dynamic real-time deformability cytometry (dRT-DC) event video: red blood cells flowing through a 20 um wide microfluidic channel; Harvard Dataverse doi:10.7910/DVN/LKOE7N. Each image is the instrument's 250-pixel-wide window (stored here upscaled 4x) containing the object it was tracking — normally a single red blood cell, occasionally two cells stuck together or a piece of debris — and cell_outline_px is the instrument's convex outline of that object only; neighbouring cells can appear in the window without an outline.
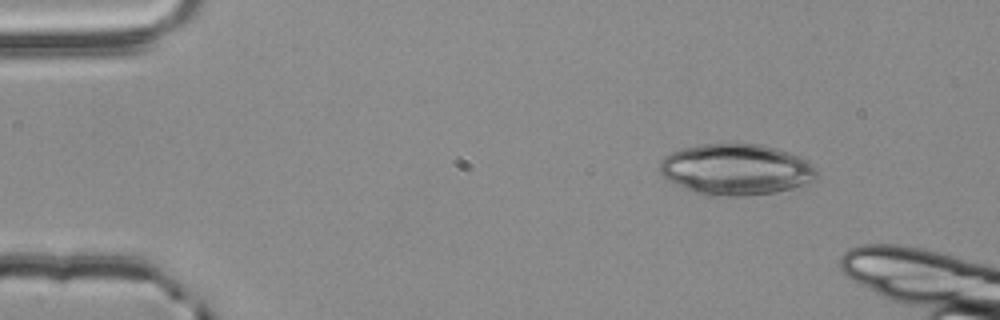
{"species": "common noctule bat (a hibernating species)", "species_latin": "Nyctalus noctula", "temperature_condition": "room temperature", "stored_images_in_passage": 15, "camera_frame_rate_fps": 3000, "um_per_image_px": 0.085, "animal": {"sex": "male", "body_mass_g": 20.4}, "frame": {"image": 1, "passage_image": 5, "time_ms": 1.333, "image_size_px": [1000, 320], "cell_outline_px": [[816, 180], [804, 188], [748, 196], [704, 196], [684, 188], [676, 184], [664, 176], [656, 168], [660, 160], [664, 156], [672, 152], [684, 148], [700, 144], [760, 144], [776, 148], [796, 156], [804, 160], [816, 168]], "centroid_in_image_um": [62.57, 14.44], "position_along_channel_um": 22.4, "area_um2": 47.28}}